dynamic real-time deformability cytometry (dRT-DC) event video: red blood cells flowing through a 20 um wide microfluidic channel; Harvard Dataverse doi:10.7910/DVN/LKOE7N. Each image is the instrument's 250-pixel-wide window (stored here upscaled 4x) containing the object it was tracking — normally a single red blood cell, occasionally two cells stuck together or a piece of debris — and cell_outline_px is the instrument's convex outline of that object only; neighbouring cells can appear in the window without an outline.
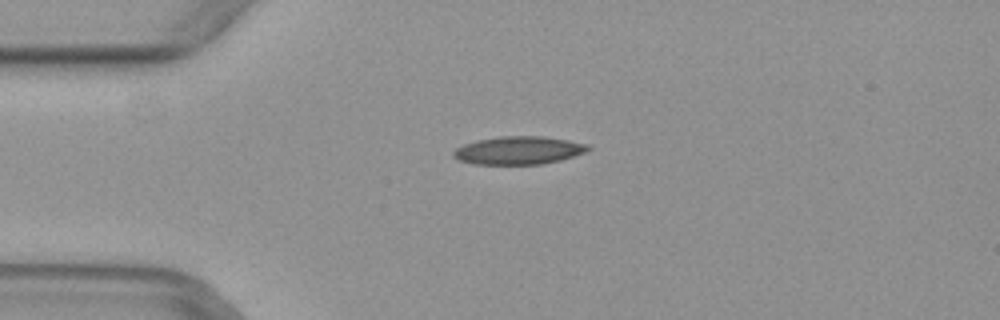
{"species": "common noctule bat (a hibernating species)", "species_latin": "Nyctalus noctula", "temperature_condition": "warm", "stored_images_in_passage": 44, "camera_frame_rate_fps": 3000, "um_per_image_px": 0.085, "animal": {"sex": "female", "body_mass_g": 29.2, "forearm_length_mm": 56.3}, "frame": {"image": 1, "passage_image": 6, "time_ms": 1.667, "image_size_px": [1000, 320], "cell_outline_px": [[592, 148], [584, 152], [560, 160], [540, 164], [476, 164], [456, 160], [452, 156], [452, 152], [456, 148], [464, 144], [476, 140], [500, 136], [544, 136], [568, 140], [588, 144]], "centroid_in_image_um": [44.05, 12.77], "position_along_channel_um": 41.0, "area_um2": 22.02}}
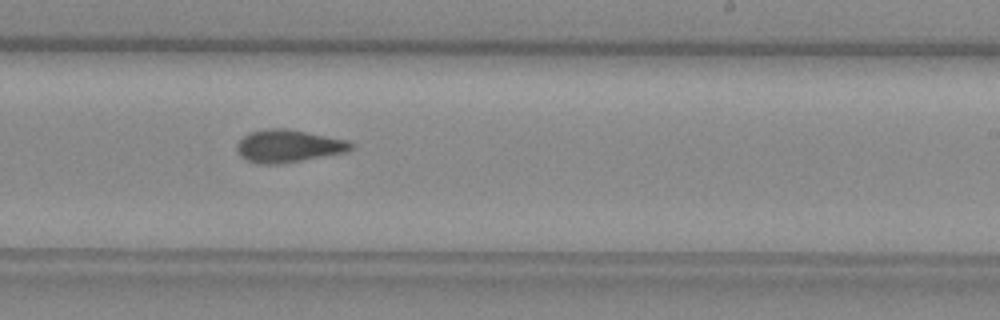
{"frame": {"image": 2, "passage_image": 24, "time_ms": 7.667, "image_size_px": [1000, 320], "cell_outline_px": [[356, 148], [344, 152], [284, 164], [256, 164], [240, 156], [236, 148], [236, 144], [248, 132], [264, 128], [284, 128], [344, 140], [352, 144]], "centroid_in_image_um": [24.44, 12.42], "position_along_channel_um": 264.6, "area_um2": 21.56}}
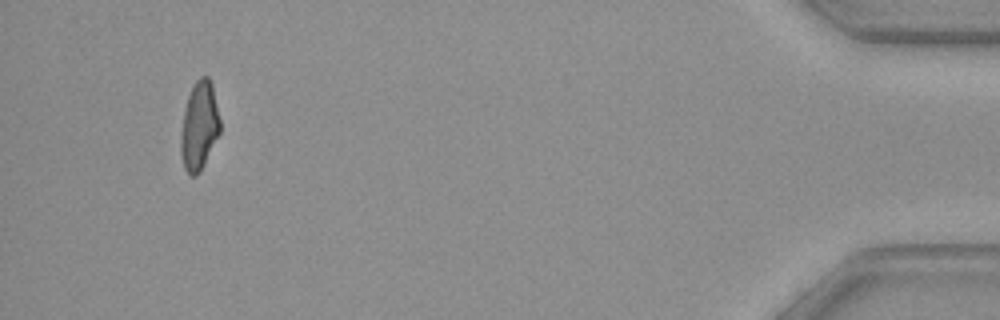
{"frame": {"image": 3, "passage_image": 41, "time_ms": 13.333, "image_size_px": [1000, 320], "cell_outline_px": [[220, 132], [200, 172], [196, 176], [188, 176], [184, 168], [180, 156], [180, 136], [184, 112], [188, 96], [196, 80], [200, 76], [208, 76], [212, 84], [220, 120]], "centroid_in_image_um": [16.92, 10.74], "position_along_channel_um": 418.3, "area_um2": 20.29}}